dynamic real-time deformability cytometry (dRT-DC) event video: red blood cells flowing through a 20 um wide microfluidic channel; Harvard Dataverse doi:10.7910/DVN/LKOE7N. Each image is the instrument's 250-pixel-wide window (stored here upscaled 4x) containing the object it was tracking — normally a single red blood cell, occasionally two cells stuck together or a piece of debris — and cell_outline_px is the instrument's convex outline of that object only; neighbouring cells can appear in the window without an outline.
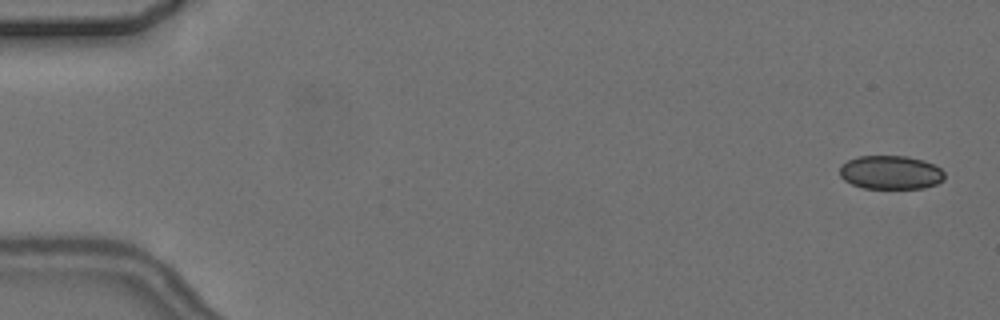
{"species": "common noctule bat (a hibernating species)", "species_latin": "Nyctalus noctula", "temperature_condition": "cold", "stored_images_in_passage": 5, "segment_of_instrument_passage": [2, 2], "camera_frame_rate_fps": 3000, "um_per_image_px": 0.085, "animal": {"sex": "female", "body_mass_g": 24.6, "forearm_length_mm": 56.2}, "frame": {"image": 1, "passage_image": 5, "time_ms": 5.667, "image_size_px": [1000, 320], "cell_outline_px": [[944, 180], [936, 184], [924, 188], [864, 188], [852, 184], [844, 180], [840, 176], [840, 164], [848, 160], [860, 156], [908, 156], [924, 160], [940, 168], [944, 172]], "centroid_in_image_um": [75.7, 14.65], "position_along_channel_um": 9.3, "area_um2": 20.63}}